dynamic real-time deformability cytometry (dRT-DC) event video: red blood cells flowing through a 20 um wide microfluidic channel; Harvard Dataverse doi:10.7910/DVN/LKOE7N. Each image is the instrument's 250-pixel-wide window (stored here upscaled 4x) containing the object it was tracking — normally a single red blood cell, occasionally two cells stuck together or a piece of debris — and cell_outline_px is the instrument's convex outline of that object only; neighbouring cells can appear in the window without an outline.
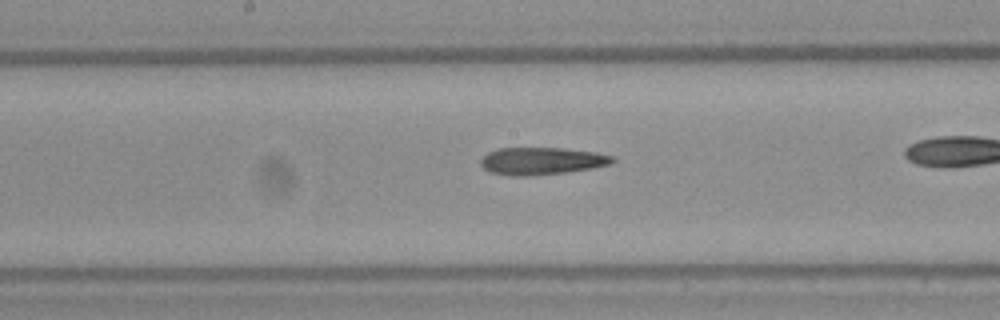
{"species": "Egyptian fruit bat (a non-hibernating species)", "species_latin": "Rousettus aegyptiacus", "temperature_condition": "warm", "stored_images_in_passage": 27, "camera_frame_rate_fps": 3000, "um_per_image_px": 0.085, "frame": {"image": 1, "passage_image": 16, "time_ms": 5.0, "image_size_px": [1000, 320], "cell_outline_px": [[616, 160], [612, 164], [592, 168], [568, 172], [532, 176], [512, 176], [488, 172], [480, 164], [480, 160], [488, 152], [496, 148], [564, 148], [596, 152], [612, 156]], "centroid_in_image_um": [46.04, 13.69], "position_along_channel_um": 202.2, "area_um2": 21.27}}